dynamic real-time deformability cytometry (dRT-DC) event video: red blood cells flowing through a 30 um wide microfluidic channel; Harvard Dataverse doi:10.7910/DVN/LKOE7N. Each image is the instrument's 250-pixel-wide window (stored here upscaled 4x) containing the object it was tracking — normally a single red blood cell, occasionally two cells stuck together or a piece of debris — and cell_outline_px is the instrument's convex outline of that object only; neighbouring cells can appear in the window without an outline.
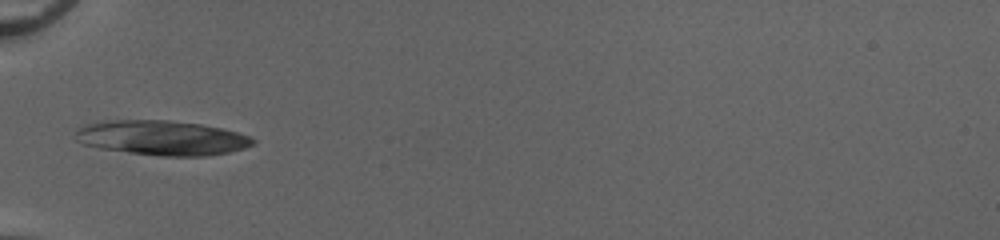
{"species": "common noctule bat (a hibernating species)", "species_latin": "Nyctalus noctula", "temperature_condition": "cold", "stored_images_in_passage": 29, "camera_frame_rate_fps": 3000, "um_per_image_px": 0.085, "animal": {"sex": "female", "body_mass_g": 20.0, "forearm_length_mm": 54.0}, "frame": {"image": 1, "passage_image": 1, "time_ms": 0.0, "image_size_px": [1000, 240], "cell_outline_px": [[256, 144], [244, 148], [228, 152], [208, 156], [160, 156], [128, 152], [100, 148], [84, 144], [76, 140], [76, 132], [80, 128], [88, 124], [104, 120], [168, 120], [200, 124], [220, 128], [236, 132], [248, 136], [256, 140]], "centroid_in_image_um": [13.78, 11.72], "position_along_channel_um": 71.2, "area_um2": 35.72}}
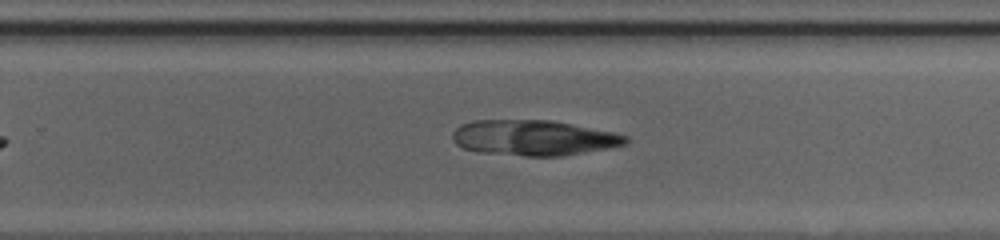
{"frame": {"image": 2, "passage_image": 17, "time_ms": 5.333, "image_size_px": [1000, 240], "cell_outline_px": [[628, 144], [608, 148], [564, 156], [524, 156], [480, 152], [464, 148], [456, 144], [452, 140], [452, 132], [460, 124], [472, 120], [548, 120], [612, 132], [628, 136]], "centroid_in_image_um": [45.32, 11.72], "position_along_channel_um": 284.5, "area_um2": 35.72}}
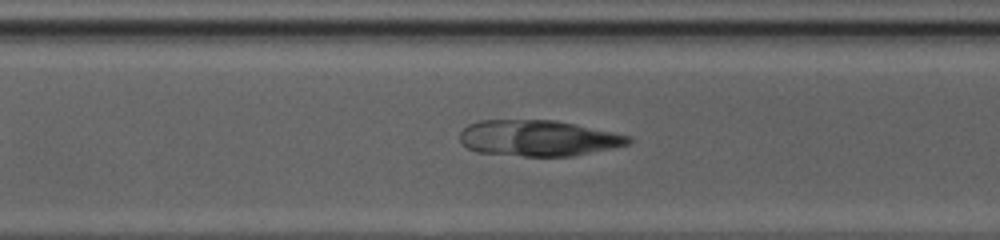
{"frame": {"image": 3, "passage_image": 20, "time_ms": 6.333, "image_size_px": [1000, 240], "cell_outline_px": [[632, 140], [628, 144], [612, 148], [572, 156], [524, 156], [476, 152], [468, 148], [460, 140], [460, 132], [468, 124], [480, 120], [556, 120], [576, 124], [632, 136]], "centroid_in_image_um": [45.75, 11.74], "position_along_channel_um": 324.8, "area_um2": 35.32}}